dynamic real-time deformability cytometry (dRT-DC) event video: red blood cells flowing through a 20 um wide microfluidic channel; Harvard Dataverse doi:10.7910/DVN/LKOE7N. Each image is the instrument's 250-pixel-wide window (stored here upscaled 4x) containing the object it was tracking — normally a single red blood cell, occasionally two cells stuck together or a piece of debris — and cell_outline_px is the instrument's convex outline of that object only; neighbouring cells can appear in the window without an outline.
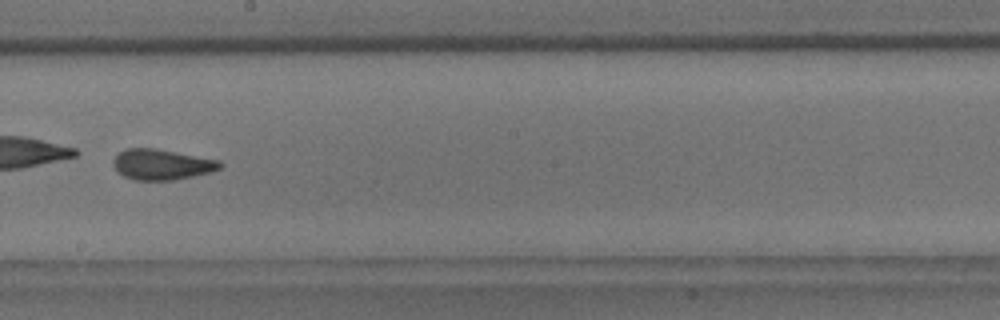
{"species": "common noctule bat (a hibernating species)", "species_latin": "Nyctalus noctula", "temperature_condition": "room temperature", "stored_images_in_passage": 9, "camera_frame_rate_fps": 3000, "um_per_image_px": 0.085, "animal": {"sex": "male", "body_mass_g": 18.8}, "frame": {"image": 1, "passage_image": 9, "time_ms": 10.0, "image_size_px": [1000, 320], "cell_outline_px": [[224, 164], [220, 168], [212, 172], [172, 180], [132, 180], [116, 172], [112, 164], [112, 160], [116, 152], [128, 148], [156, 148], [220, 160]], "centroid_in_image_um": [13.71, 13.97], "position_along_channel_um": 234.5, "area_um2": 19.36}}